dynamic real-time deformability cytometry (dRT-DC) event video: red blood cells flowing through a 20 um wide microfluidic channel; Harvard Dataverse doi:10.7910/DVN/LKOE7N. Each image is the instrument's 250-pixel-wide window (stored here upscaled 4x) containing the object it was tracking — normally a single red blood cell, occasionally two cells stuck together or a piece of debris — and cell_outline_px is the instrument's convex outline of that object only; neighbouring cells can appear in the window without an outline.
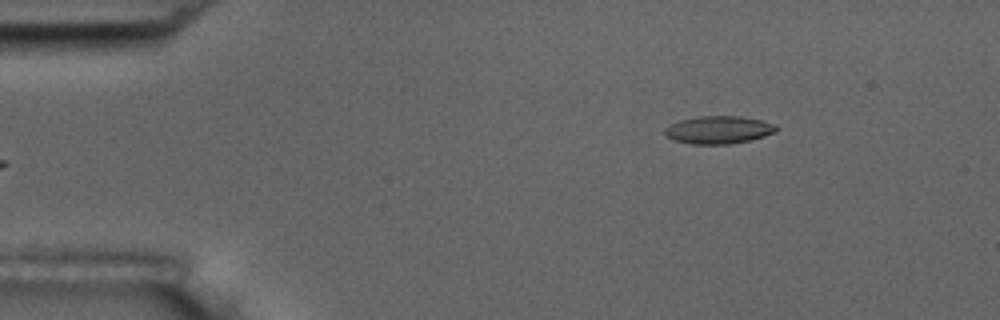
{"species": "common noctule bat (a hibernating species)", "species_latin": "Nyctalus noctula", "temperature_condition": "room temperature", "stored_images_in_passage": 2, "camera_frame_rate_fps": 3000, "um_per_image_px": 0.085, "animal": {"sex": "male", "body_mass_g": 17.5, "forearm_length_mm": 52.3}, "frame": {"image": 1, "passage_image": 2, "time_ms": 1.333, "image_size_px": [1000, 320], "cell_outline_px": [[780, 128], [776, 132], [764, 136], [748, 140], [728, 144], [692, 144], [676, 140], [664, 136], [664, 128], [680, 120], [696, 116], [740, 116], [760, 120], [776, 124]], "centroid_in_image_um": [61.09, 11.03], "position_along_channel_um": 23.9, "area_um2": 18.03}}